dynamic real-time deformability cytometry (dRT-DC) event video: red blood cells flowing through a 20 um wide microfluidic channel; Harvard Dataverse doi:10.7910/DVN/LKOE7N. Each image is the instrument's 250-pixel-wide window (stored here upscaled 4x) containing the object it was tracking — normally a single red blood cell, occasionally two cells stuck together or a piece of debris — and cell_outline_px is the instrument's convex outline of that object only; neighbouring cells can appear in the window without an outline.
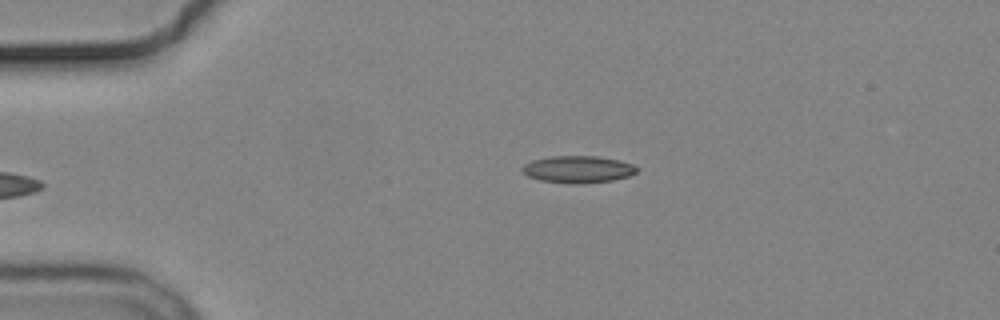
{"species": "common noctule bat (a hibernating species)", "species_latin": "Nyctalus noctula", "temperature_condition": "cold", "stored_images_in_passage": 4, "camera_frame_rate_fps": 3000, "um_per_image_px": 0.085, "animal": {"sex": "male", "body_mass_g": 19.2, "forearm_length_mm": 51.8}, "frame": {"image": 1, "passage_image": 4, "time_ms": 4.333, "image_size_px": [1000, 320], "cell_outline_px": [[636, 172], [628, 176], [612, 180], [584, 184], [568, 184], [540, 180], [528, 176], [520, 168], [524, 164], [532, 160], [552, 156], [596, 156], [620, 160], [632, 164], [636, 168]], "centroid_in_image_um": [49.1, 14.4], "position_along_channel_um": 35.9, "area_um2": 18.09}}